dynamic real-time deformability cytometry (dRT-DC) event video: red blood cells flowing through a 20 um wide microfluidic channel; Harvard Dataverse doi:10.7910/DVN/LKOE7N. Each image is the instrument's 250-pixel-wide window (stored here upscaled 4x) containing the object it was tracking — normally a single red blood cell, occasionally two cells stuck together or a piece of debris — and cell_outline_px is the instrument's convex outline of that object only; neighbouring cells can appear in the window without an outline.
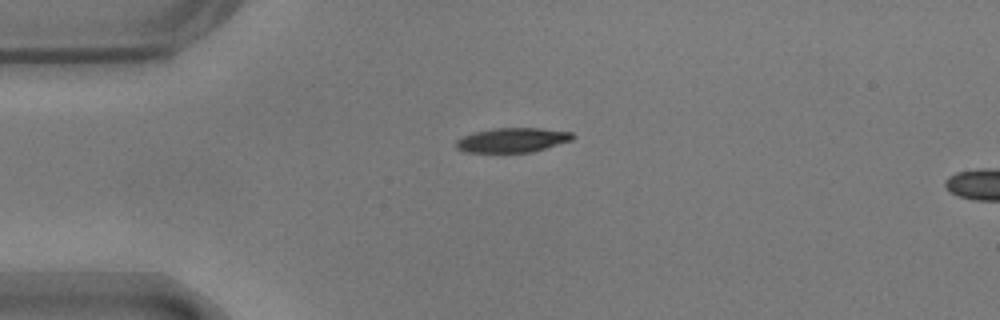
{"species": "common noctule bat (a hibernating species)", "species_latin": "Nyctalus noctula", "temperature_condition": "warm", "stored_images_in_passage": 4, "camera_frame_rate_fps": 3000, "um_per_image_px": 0.085, "animal": {"sex": "male", "body_mass_g": 17.9}, "frame": {"image": 1, "passage_image": 1, "time_ms": 0.0, "image_size_px": [1000, 320], "cell_outline_px": [[576, 136], [572, 140], [532, 152], [464, 152], [456, 148], [456, 140], [464, 136], [476, 132], [496, 128], [540, 128], [572, 132]], "centroid_in_image_um": [43.57, 11.91], "position_along_channel_um": 41.4, "area_um2": 16.53}}